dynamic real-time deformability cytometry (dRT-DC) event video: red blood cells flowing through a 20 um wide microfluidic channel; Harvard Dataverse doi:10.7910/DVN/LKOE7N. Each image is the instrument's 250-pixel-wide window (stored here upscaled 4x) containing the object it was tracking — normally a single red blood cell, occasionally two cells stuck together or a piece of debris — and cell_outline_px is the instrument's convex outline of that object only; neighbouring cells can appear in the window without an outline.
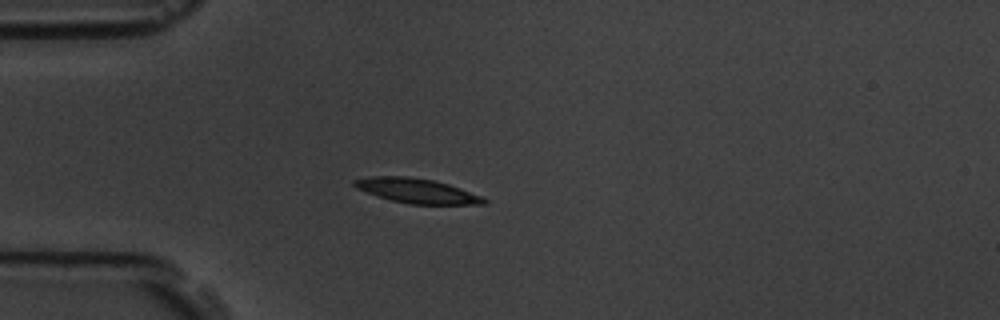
{"species": "common noctule bat (a hibernating species)", "species_latin": "Nyctalus noctula", "temperature_condition": "room temperature", "stored_images_in_passage": 4, "camera_frame_rate_fps": 3000, "um_per_image_px": 0.085, "animal": {"sex": "male", "body_mass_g": 19.5, "forearm_length_mm": 54.6}, "frame": {"image": 1, "passage_image": 4, "time_ms": 1.0, "image_size_px": [1000, 320], "cell_outline_px": [[488, 204], [408, 204], [376, 196], [356, 188], [352, 184], [352, 180], [368, 176], [408, 176], [432, 180], [448, 184], [484, 196], [488, 200]], "centroid_in_image_um": [35.43, 16.21], "position_along_channel_um": 49.6, "area_um2": 18.79}}